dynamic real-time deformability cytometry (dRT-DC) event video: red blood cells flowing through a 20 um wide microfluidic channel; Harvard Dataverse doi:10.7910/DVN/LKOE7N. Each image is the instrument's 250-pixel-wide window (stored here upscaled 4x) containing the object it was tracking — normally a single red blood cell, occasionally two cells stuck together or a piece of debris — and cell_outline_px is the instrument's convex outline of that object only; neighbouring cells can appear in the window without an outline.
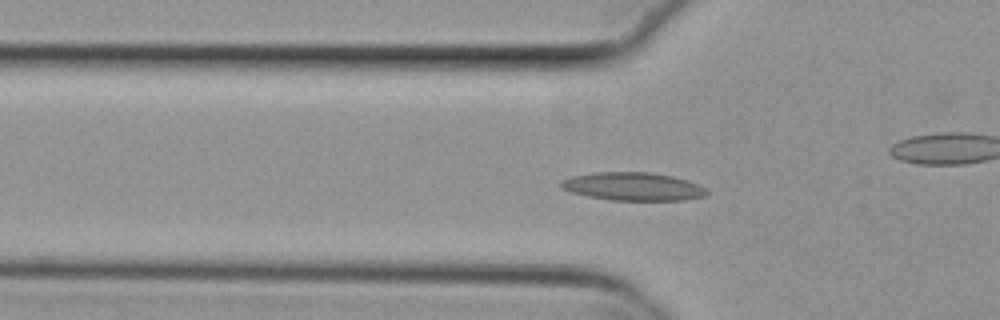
{"species": "common noctule bat (a hibernating species)", "species_latin": "Nyctalus noctula", "temperature_condition": "cold", "stored_images_in_passage": 48, "camera_frame_rate_fps": 3000, "um_per_image_px": 0.085, "animal": {"sex": "female", "body_mass_g": 29.2, "forearm_length_mm": 56.3}, "frame": {"image": 1, "passage_image": 11, "time_ms": 3.333, "image_size_px": [1000, 320], "cell_outline_px": [[704, 192], [696, 196], [672, 200], [620, 200], [596, 196], [564, 188], [564, 184], [568, 180], [580, 176], [608, 172], [640, 172], [668, 176], [692, 184], [700, 188]], "centroid_in_image_um": [53.81, 15.85], "position_along_channel_um": 72.0, "area_um2": 21.1}}
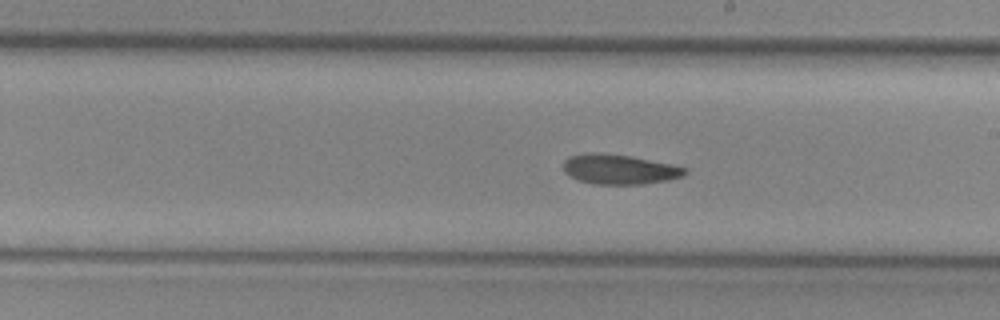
{"frame": {"image": 2, "passage_image": 24, "time_ms": 7.667, "image_size_px": [1000, 320], "cell_outline_px": [[684, 172], [676, 176], [656, 180], [624, 184], [612, 184], [584, 180], [572, 176], [564, 168], [564, 164], [572, 156], [624, 156], [684, 168]], "centroid_in_image_um": [52.59, 14.41], "position_along_channel_um": 236.4, "area_um2": 17.92}}
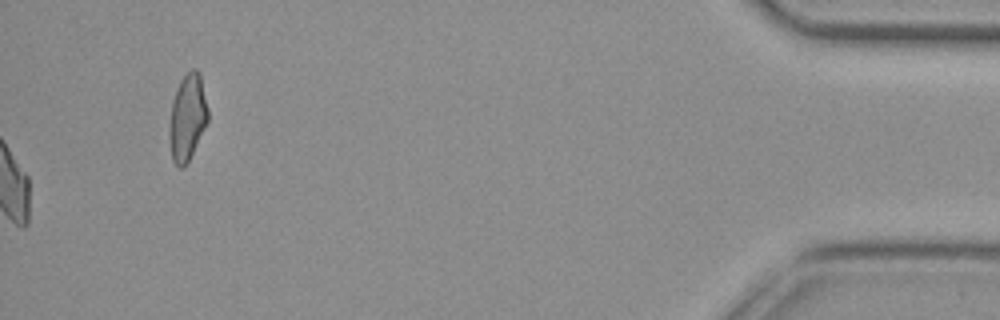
{"frame": {"image": 3, "passage_image": 48, "time_ms": 15.667, "image_size_px": [1000, 320], "cell_outline_px": [[208, 120], [188, 160], [184, 164], [176, 164], [172, 156], [172, 104], [176, 92], [184, 76], [188, 72], [196, 72], [200, 76], [208, 112]], "centroid_in_image_um": [15.98, 9.94], "position_along_channel_um": 419.2, "area_um2": 17.46}}